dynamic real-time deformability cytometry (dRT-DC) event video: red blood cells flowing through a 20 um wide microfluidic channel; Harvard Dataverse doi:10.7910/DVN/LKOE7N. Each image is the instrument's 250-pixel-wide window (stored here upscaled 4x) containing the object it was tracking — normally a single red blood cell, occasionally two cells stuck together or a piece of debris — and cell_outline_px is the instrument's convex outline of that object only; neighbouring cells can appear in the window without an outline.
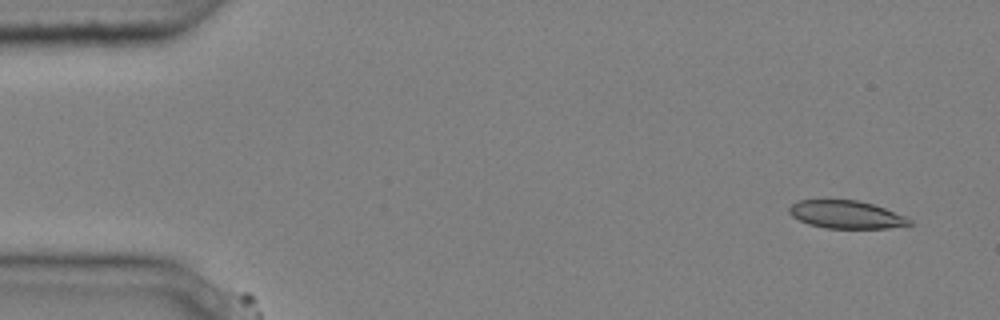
{"species": "common noctule bat (a hibernating species)", "species_latin": "Nyctalus noctula", "temperature_condition": "cold", "stored_images_in_passage": 2, "camera_frame_rate_fps": 3000, "um_per_image_px": 0.085, "animal": {"sex": "male", "body_mass_g": 20.4}, "frame": {"image": 1, "passage_image": 1, "time_ms": 0.0, "image_size_px": [1000, 320], "cell_outline_px": [[916, 224], [888, 228], [824, 228], [808, 224], [792, 216], [788, 212], [788, 208], [796, 200], [824, 196], [856, 200], [872, 204], [908, 216]], "centroid_in_image_um": [71.89, 18.18], "position_along_channel_um": 13.1, "area_um2": 20.58}}